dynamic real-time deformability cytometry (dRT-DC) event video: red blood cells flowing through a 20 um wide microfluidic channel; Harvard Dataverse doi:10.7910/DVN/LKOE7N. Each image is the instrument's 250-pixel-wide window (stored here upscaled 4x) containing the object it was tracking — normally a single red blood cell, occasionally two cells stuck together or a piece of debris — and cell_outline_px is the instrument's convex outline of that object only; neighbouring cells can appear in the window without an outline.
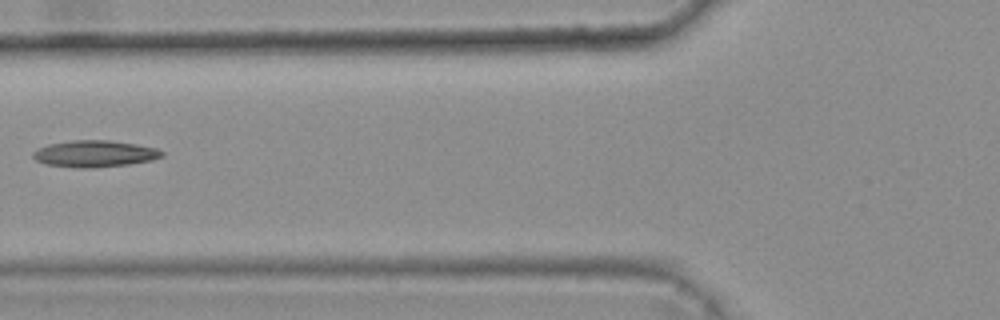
{"species": "common noctule bat (a hibernating species)", "species_latin": "Nyctalus noctula", "temperature_condition": "warm", "stored_images_in_passage": 6, "camera_frame_rate_fps": 3000, "um_per_image_px": 0.085, "animal": {"sex": "female", "body_mass_g": 25.1}, "frame": {"image": 1, "passage_image": 6, "time_ms": 1.667, "image_size_px": [1000, 320], "cell_outline_px": [[164, 156], [152, 160], [128, 164], [88, 168], [76, 168], [44, 164], [36, 160], [32, 156], [32, 152], [48, 144], [72, 140], [108, 140], [136, 144], [156, 148], [164, 152]], "centroid_in_image_um": [8.04, 13.07], "position_along_channel_um": 117.8, "area_um2": 20.0}}